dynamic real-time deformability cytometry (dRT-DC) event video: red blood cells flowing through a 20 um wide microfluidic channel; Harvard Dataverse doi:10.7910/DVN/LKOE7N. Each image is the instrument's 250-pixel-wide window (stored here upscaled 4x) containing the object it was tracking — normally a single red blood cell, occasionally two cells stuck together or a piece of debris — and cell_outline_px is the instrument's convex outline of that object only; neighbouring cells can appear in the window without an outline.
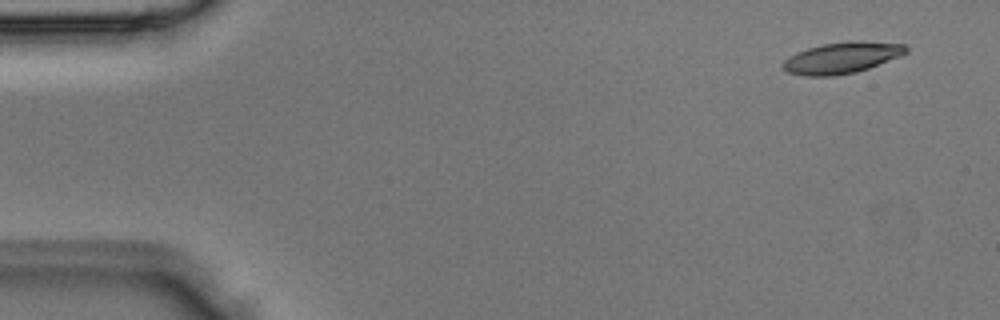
{"species": "Egyptian fruit bat (a non-hibernating species)", "species_latin": "Rousettus aegyptiacus", "temperature_condition": "room temperature", "stored_images_in_passage": 4, "camera_frame_rate_fps": 3000, "um_per_image_px": 0.085, "animal": {"sex": "male"}, "frame": {"image": 1, "passage_image": 1, "time_ms": 0.0, "image_size_px": [1000, 320], "cell_outline_px": [[908, 52], [900, 56], [868, 68], [856, 72], [832, 76], [804, 76], [788, 72], [784, 68], [784, 60], [796, 52], [808, 48], [824, 44], [848, 40], [904, 44], [908, 48]], "centroid_in_image_um": [71.56, 4.91], "position_along_channel_um": 13.4, "area_um2": 22.2}}